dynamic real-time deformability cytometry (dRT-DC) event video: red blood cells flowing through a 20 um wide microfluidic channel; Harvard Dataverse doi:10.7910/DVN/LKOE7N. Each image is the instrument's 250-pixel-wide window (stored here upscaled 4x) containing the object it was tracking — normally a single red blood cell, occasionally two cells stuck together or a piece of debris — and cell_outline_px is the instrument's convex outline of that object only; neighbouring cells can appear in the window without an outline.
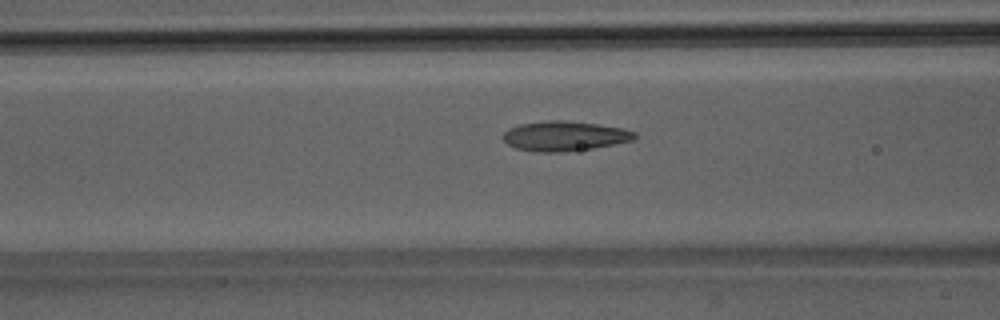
{"species": "Egyptian fruit bat (a non-hibernating species)", "species_latin": "Rousettus aegyptiacus", "temperature_condition": "room temperature", "stored_images_in_passage": 51, "camera_frame_rate_fps": 3000, "um_per_image_px": 0.085, "animal": {"sex": "male"}, "frame": {"image": 1, "passage_image": 21, "time_ms": 6.667, "image_size_px": [1000, 320], "cell_outline_px": [[636, 136], [632, 140], [592, 148], [560, 152], [536, 152], [516, 148], [508, 144], [504, 140], [504, 132], [508, 128], [520, 124], [548, 120], [564, 120], [600, 124], [624, 128], [636, 132]], "centroid_in_image_um": [47.98, 11.55], "position_along_channel_um": 118.6, "area_um2": 22.77}}
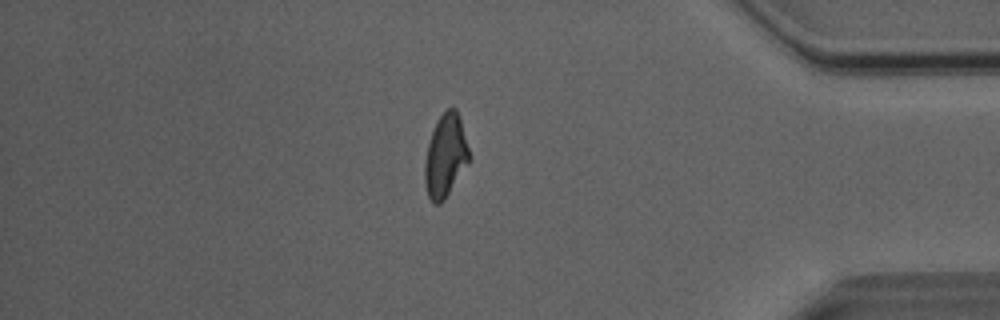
{"frame": {"image": 2, "passage_image": 44, "time_ms": 14.333, "image_size_px": [1000, 320], "cell_outline_px": [[468, 160], [444, 200], [440, 204], [432, 204], [428, 196], [424, 184], [424, 164], [428, 144], [436, 120], [448, 108], [456, 108], [460, 116], [468, 148]], "centroid_in_image_um": [37.82, 13.24], "position_along_channel_um": 397.4, "area_um2": 21.04}}
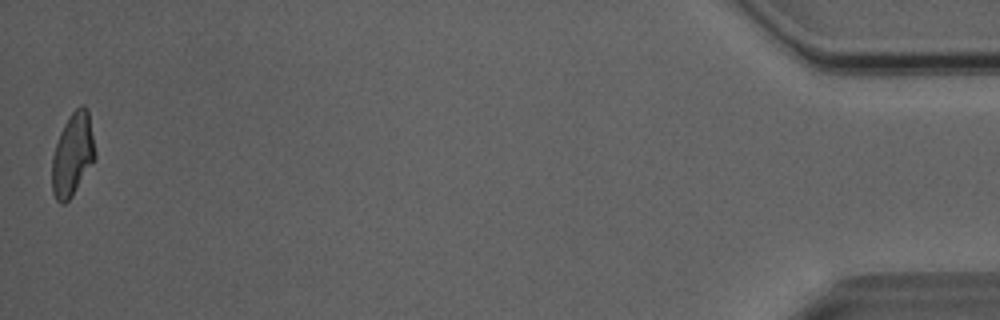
{"frame": {"image": 3, "passage_image": 51, "time_ms": 16.667, "image_size_px": [1000, 320], "cell_outline_px": [[96, 156], [72, 196], [64, 204], [60, 204], [56, 200], [52, 192], [52, 156], [60, 132], [64, 124], [72, 112], [80, 104], [84, 104], [88, 108], [96, 152]], "centroid_in_image_um": [6.17, 13.11], "position_along_channel_um": 429.0, "area_um2": 20.81}, "authors_computed_cell_mechanics": {"area_um2": 21.9062, "velocity_mm_per_s": 4.0526, "shape_relaxation_time_tau1_ms": 8.6301, "shape_relaxation_time_tau2_ms": 1.5295, "deformation_change_tau1": 0.2343, "deformation_change_tau2": 0.1019}}